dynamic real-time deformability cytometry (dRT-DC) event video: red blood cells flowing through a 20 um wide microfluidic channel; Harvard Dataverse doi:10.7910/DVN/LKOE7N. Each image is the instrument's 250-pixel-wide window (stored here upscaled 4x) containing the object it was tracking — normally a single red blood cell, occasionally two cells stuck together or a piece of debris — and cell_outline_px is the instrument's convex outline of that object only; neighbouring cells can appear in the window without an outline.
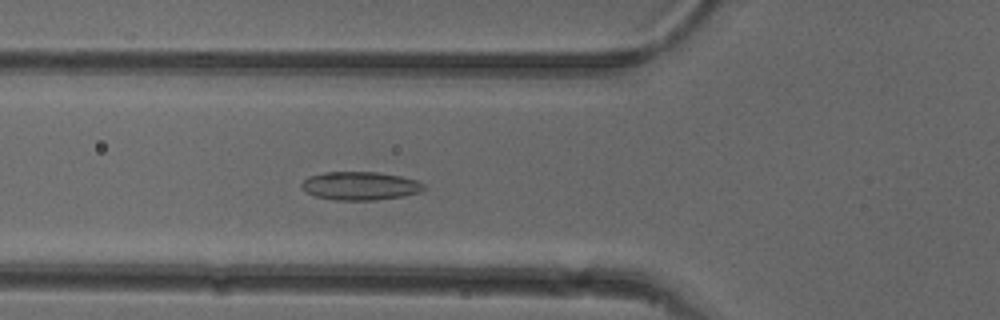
{"species": "common noctule bat (a hibernating species)", "species_latin": "Nyctalus noctula", "temperature_condition": "cold", "stored_images_in_passage": 41, "camera_frame_rate_fps": 3000, "um_per_image_px": 0.085, "animal": {"sex": "female"}, "frame": {"image": 1, "passage_image": 10, "time_ms": 3.0, "image_size_px": [1000, 320], "cell_outline_px": [[428, 188], [420, 192], [404, 196], [376, 200], [336, 200], [316, 196], [304, 192], [300, 188], [300, 184], [308, 176], [324, 172], [376, 172], [400, 176], [420, 180]], "centroid_in_image_um": [30.63, 15.8], "position_along_channel_um": 95.2, "area_um2": 20.52}}
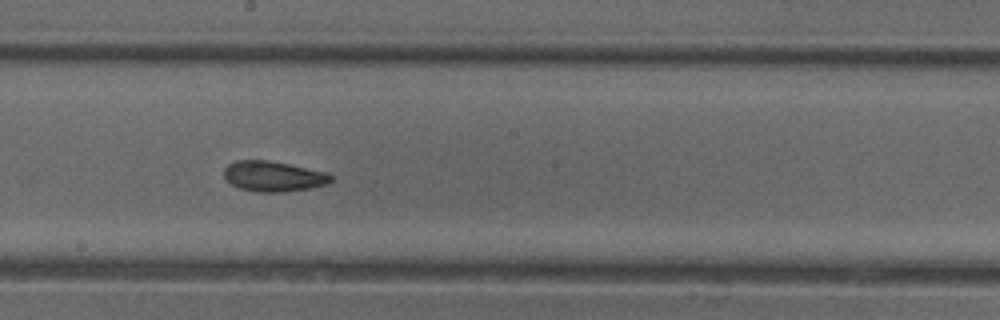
{"frame": {"image": 2, "passage_image": 20, "time_ms": 6.333, "image_size_px": [1000, 320], "cell_outline_px": [[332, 180], [328, 184], [308, 188], [284, 192], [260, 192], [240, 188], [232, 184], [224, 176], [224, 168], [228, 164], [236, 160], [268, 160], [328, 172], [332, 176]], "centroid_in_image_um": [23.25, 14.98], "position_along_channel_um": 224.9, "area_um2": 18.84}}
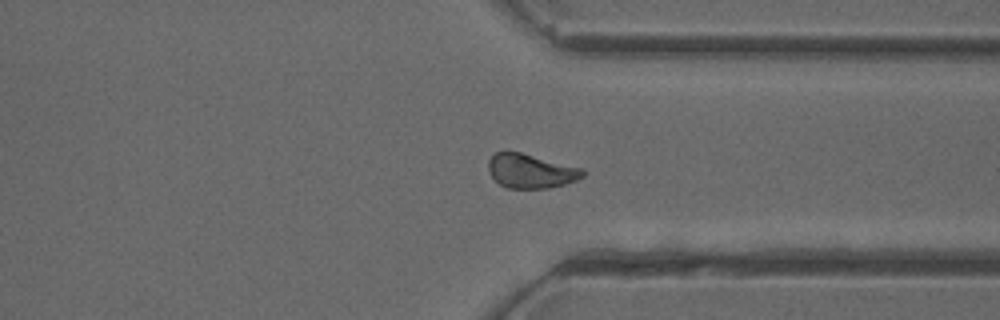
{"frame": {"image": 3, "passage_image": 31, "time_ms": 10.0, "image_size_px": [1000, 320], "cell_outline_px": [[584, 176], [576, 180], [564, 184], [548, 188], [508, 188], [500, 184], [488, 172], [488, 160], [496, 152], [504, 148], [584, 168]], "centroid_in_image_um": [45.09, 14.5], "position_along_channel_um": 366.3, "area_um2": 19.07}, "authors_computed_cell_mechanics": {"area_um2": 19.074, "velocity_mm_per_s": 3.8729, "shape_relaxation_time_tau1_ms": 7.3919, "shape_relaxation_time_tau2_ms": 2.2975, "deformation_change_tau1": 0.1281, "deformation_change_tau2": 0.0633}}